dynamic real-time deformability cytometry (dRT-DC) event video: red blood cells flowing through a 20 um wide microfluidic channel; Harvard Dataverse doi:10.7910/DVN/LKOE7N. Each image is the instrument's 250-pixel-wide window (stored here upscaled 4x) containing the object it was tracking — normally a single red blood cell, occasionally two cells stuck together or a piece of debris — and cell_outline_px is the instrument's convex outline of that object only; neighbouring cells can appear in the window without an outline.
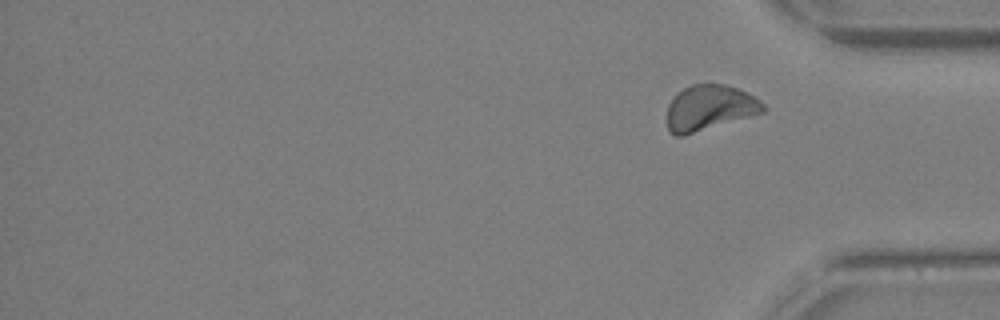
{"species": "Egyptian fruit bat (a non-hibernating species)", "species_latin": "Rousettus aegyptiacus", "temperature_condition": "warm", "stored_images_in_passage": 32, "segment_of_instrument_passage": [2, 2], "camera_frame_rate_fps": 3000, "um_per_image_px": 0.085, "animal": {"sex": "female"}, "frame": {"image": 1, "passage_image": 32, "time_ms": 10.333, "image_size_px": [1000, 320], "cell_outline_px": [[764, 112], [684, 136], [676, 136], [668, 132], [664, 116], [668, 104], [676, 92], [692, 84], [724, 84], [736, 88], [760, 100], [764, 104]], "centroid_in_image_um": [60.21, 9.18], "position_along_channel_um": 375.0, "area_um2": 25.72}}